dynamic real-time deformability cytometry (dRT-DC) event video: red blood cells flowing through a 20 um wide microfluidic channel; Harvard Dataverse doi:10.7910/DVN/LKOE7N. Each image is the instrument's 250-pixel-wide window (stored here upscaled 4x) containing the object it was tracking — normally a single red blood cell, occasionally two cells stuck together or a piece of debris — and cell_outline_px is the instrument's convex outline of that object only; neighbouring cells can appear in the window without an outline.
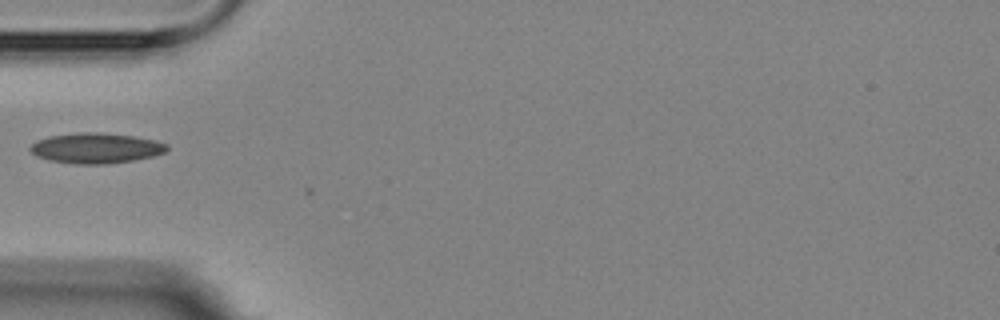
{"species": "Egyptian fruit bat (a non-hibernating species)", "species_latin": "Rousettus aegyptiacus", "temperature_condition": "room temperature", "stored_images_in_passage": 1, "camera_frame_rate_fps": 3000, "um_per_image_px": 0.085, "animal": {"sex": "female"}, "frame": {"image": 1, "passage_image": 1, "time_ms": 0.0, "image_size_px": [1000, 320], "cell_outline_px": [[168, 148], [164, 152], [152, 156], [132, 160], [104, 164], [76, 164], [48, 160], [36, 156], [28, 148], [36, 140], [48, 136], [76, 132], [96, 132], [132, 136], [156, 140], [168, 144]], "centroid_in_image_um": [8.11, 12.58], "position_along_channel_um": 76.9, "area_um2": 24.16}}